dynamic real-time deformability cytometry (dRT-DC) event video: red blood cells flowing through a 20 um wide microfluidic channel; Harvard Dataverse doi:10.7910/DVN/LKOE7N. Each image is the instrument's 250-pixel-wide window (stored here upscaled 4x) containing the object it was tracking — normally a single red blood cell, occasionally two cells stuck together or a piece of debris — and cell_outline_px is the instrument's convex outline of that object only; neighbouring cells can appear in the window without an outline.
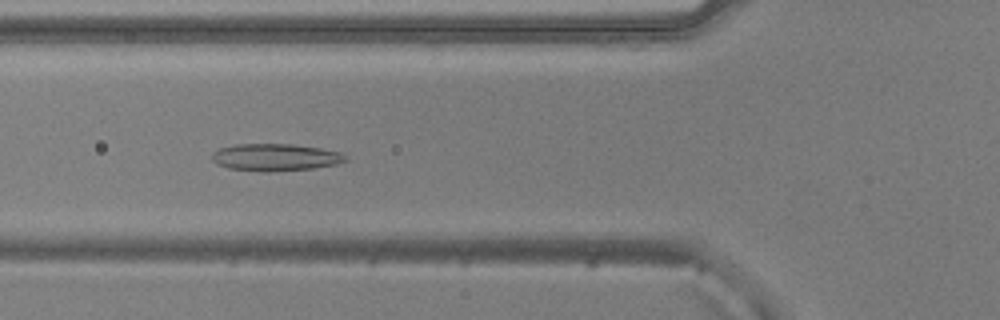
{"species": "common noctule bat (a hibernating species)", "species_latin": "Nyctalus noctula", "temperature_condition": "warm", "stored_images_in_passage": 44, "camera_frame_rate_fps": 3000, "um_per_image_px": 0.085, "animal": {"sex": "male", "body_mass_g": 20.5, "forearm_length_mm": 52.5}, "frame": {"image": 1, "passage_image": 9, "time_ms": 2.667, "image_size_px": [1000, 320], "cell_outline_px": [[348, 160], [336, 164], [312, 168], [268, 172], [260, 172], [228, 168], [216, 164], [212, 160], [212, 152], [220, 148], [236, 144], [292, 144], [320, 148], [340, 152], [348, 156]], "centroid_in_image_um": [23.39, 13.37], "position_along_channel_um": 102.4, "area_um2": 21.27}}
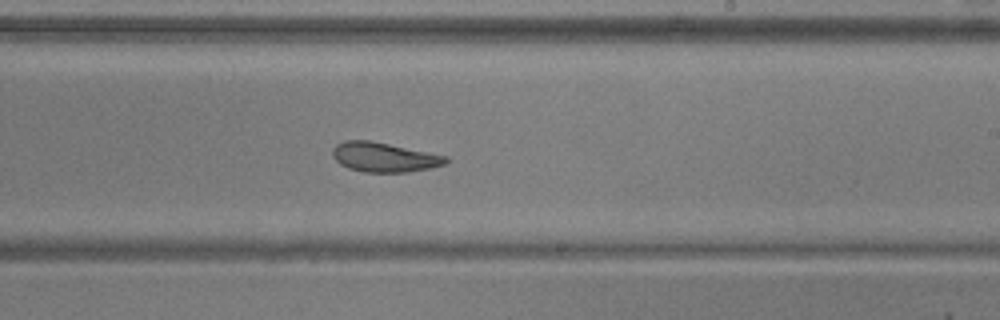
{"frame": {"image": 2, "passage_image": 21, "time_ms": 6.667, "image_size_px": [1000, 320], "cell_outline_px": [[448, 160], [444, 164], [428, 168], [408, 172], [364, 172], [348, 168], [340, 164], [332, 156], [332, 148], [336, 144], [344, 140], [368, 140], [448, 156]], "centroid_in_image_um": [32.6, 13.36], "position_along_channel_um": 256.4, "area_um2": 19.36}}
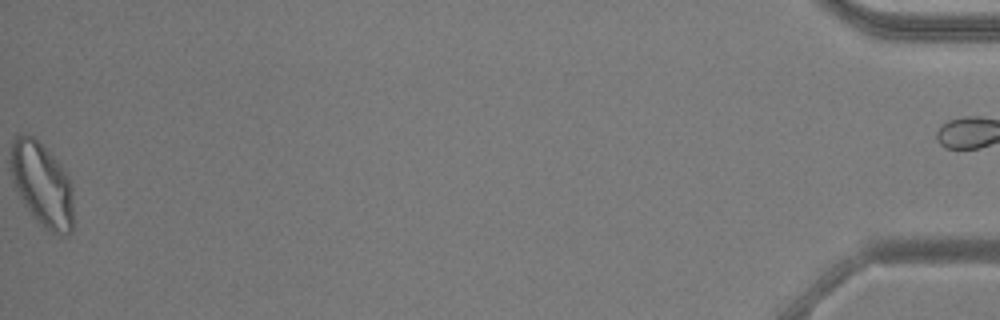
{"frame": {"image": 3, "passage_image": 43, "time_ms": 14.0, "image_size_px": [1000, 320], "cell_outline_px": [[72, 232], [64, 236], [60, 236], [44, 228], [24, 204], [16, 192], [12, 184], [12, 140], [16, 136], [24, 132], [32, 136], [60, 164], [68, 176], [72, 188]], "centroid_in_image_um": [3.58, 15.71], "position_along_channel_um": 431.6, "area_um2": 30.35}, "authors_computed_cell_mechanics": {"area_um2": 21.3571, "velocity_mm_per_s": 3.8402, "shape_relaxation_time_tau1_ms": 7.3227, "shape_relaxation_time_tau2_ms": 2.1345, "deformation_change_tau1": 0.1508, "deformation_change_tau2": 0.0902}}